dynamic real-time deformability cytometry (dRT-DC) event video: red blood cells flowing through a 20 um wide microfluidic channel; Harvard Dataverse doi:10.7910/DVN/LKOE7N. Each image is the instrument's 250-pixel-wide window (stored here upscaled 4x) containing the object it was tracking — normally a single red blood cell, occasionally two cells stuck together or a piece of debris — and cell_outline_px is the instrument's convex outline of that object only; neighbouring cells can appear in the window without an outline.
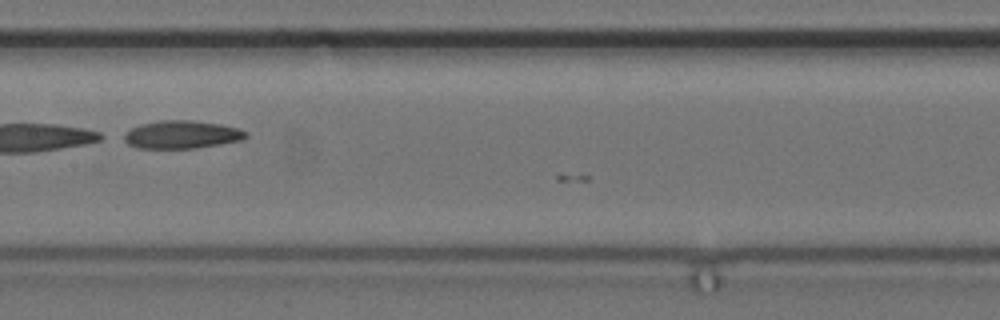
{"species": "common noctule bat (a hibernating species)", "species_latin": "Nyctalus noctula", "temperature_condition": "cold", "stored_images_in_passage": 8, "camera_frame_rate_fps": 3000, "um_per_image_px": 0.085, "animal": {"sex": "female", "body_mass_g": 24.6, "forearm_length_mm": 56.2}, "frame": {"image": 1, "passage_image": 8, "time_ms": 2.333, "image_size_px": [1000, 320], "cell_outline_px": [[248, 136], [244, 140], [196, 148], [136, 148], [128, 144], [120, 136], [132, 128], [140, 124], [160, 120], [192, 120], [220, 124], [236, 128], [248, 132]], "centroid_in_image_um": [15.43, 11.44], "position_along_channel_um": 192.0, "area_um2": 20.0}}